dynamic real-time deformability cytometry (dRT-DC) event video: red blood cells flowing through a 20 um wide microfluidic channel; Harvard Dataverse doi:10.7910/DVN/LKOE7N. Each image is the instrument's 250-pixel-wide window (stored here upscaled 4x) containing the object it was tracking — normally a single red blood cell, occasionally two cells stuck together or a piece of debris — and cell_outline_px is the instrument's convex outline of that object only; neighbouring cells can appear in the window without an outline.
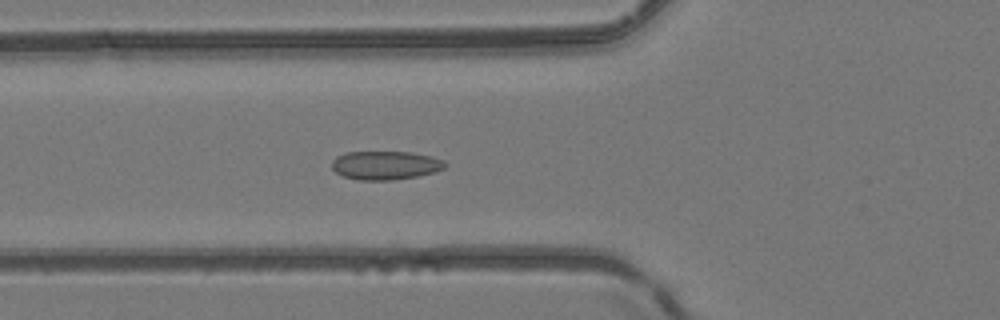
{"species": "common noctule bat (a hibernating species)", "species_latin": "Nyctalus noctula", "temperature_condition": "room temperature", "stored_images_in_passage": 52, "camera_frame_rate_fps": 3000, "um_per_image_px": 0.085, "animal": {"sex": "female", "body_mass_g": 24.6, "forearm_length_mm": 56.2}, "frame": {"image": 1, "passage_image": 20, "time_ms": 6.333, "image_size_px": [1000, 320], "cell_outline_px": [[448, 164], [444, 168], [436, 172], [416, 176], [392, 180], [356, 180], [344, 176], [336, 172], [332, 168], [332, 160], [336, 156], [348, 152], [408, 152], [428, 156], [444, 160]], "centroid_in_image_um": [32.75, 14.05], "position_along_channel_um": 93.0, "area_um2": 18.84}}
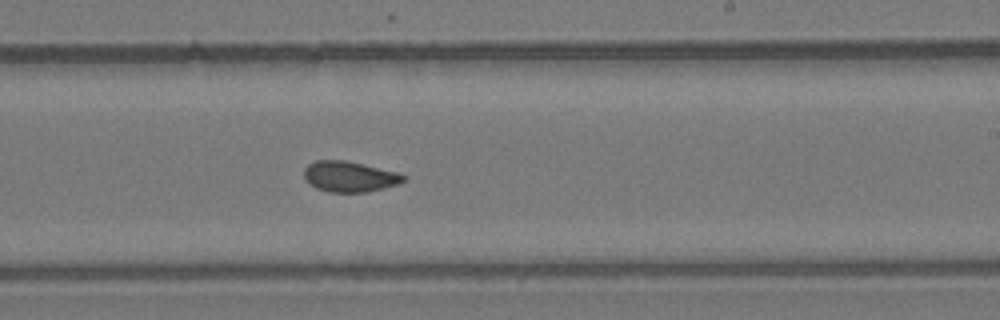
{"frame": {"image": 2, "passage_image": 32, "time_ms": 10.333, "image_size_px": [1000, 320], "cell_outline_px": [[408, 180], [396, 184], [364, 192], [328, 192], [316, 188], [308, 184], [304, 176], [304, 168], [308, 164], [316, 160], [344, 160], [400, 172], [408, 176]], "centroid_in_image_um": [29.71, 15.0], "position_along_channel_um": 259.3, "area_um2": 17.86}}
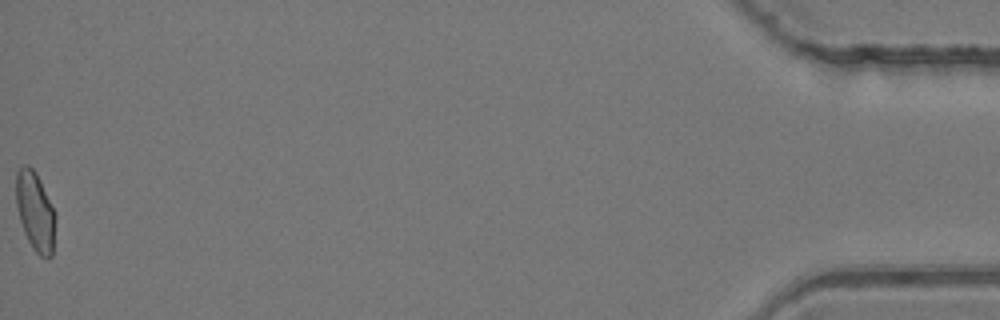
{"frame": {"image": 3, "passage_image": 52, "time_ms": 17.0, "image_size_px": [1000, 320], "cell_outline_px": [[56, 220], [52, 256], [48, 260], [40, 256], [36, 252], [28, 240], [24, 232], [20, 220], [16, 204], [16, 172], [24, 164], [28, 164], [36, 172], [56, 216]], "centroid_in_image_um": [3.0, 17.99], "position_along_channel_um": 432.2, "area_um2": 18.09}, "authors_computed_cell_mechanics": {"area_um2": 18.2648, "velocity_mm_per_s": 4.1439, "shape_relaxation_time_tau1_ms": null, "shape_relaxation_time_tau2_ms": 0.5503, "deformation_change_tau1": null, "deformation_change_tau2": 0.0637}}